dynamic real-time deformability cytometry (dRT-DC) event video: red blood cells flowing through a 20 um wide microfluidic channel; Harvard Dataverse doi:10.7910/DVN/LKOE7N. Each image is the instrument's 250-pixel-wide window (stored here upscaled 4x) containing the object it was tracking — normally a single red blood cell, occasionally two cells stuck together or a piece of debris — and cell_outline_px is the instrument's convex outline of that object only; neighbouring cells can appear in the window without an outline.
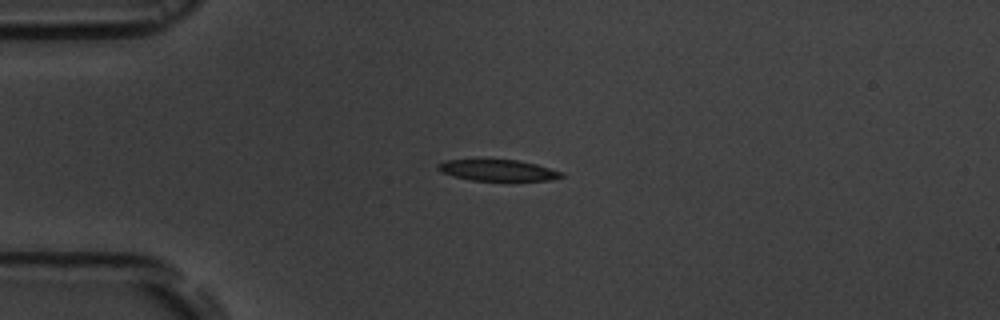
{"species": "common noctule bat (a hibernating species)", "species_latin": "Nyctalus noctula", "temperature_condition": "room temperature", "stored_images_in_passage": 5, "camera_frame_rate_fps": 3000, "um_per_image_px": 0.085, "animal": {"sex": "male", "body_mass_g": 19.5, "forearm_length_mm": 54.6}, "frame": {"image": 1, "passage_image": 5, "time_ms": 4.333, "image_size_px": [1000, 320], "cell_outline_px": [[564, 176], [548, 180], [472, 180], [452, 176], [440, 172], [436, 168], [436, 164], [444, 160], [516, 160], [536, 164], [564, 172]], "centroid_in_image_um": [42.27, 14.47], "position_along_channel_um": 42.7, "area_um2": 15.14}}